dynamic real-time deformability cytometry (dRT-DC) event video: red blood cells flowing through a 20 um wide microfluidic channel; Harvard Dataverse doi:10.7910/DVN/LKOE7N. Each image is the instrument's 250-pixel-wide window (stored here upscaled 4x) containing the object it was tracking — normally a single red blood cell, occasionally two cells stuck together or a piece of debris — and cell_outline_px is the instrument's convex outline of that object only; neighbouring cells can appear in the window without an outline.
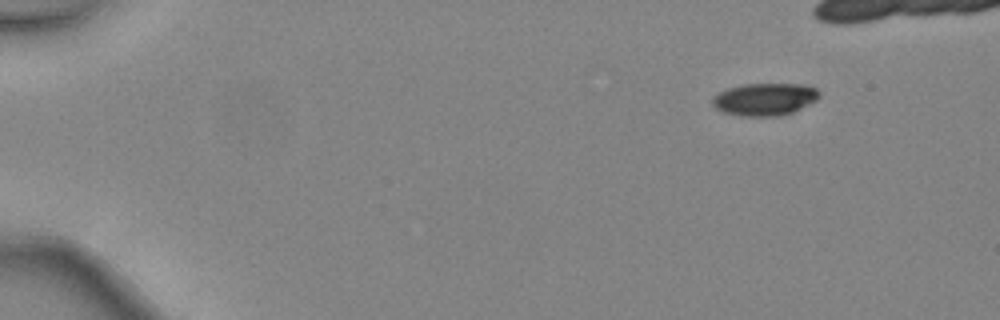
{"species": "common noctule bat (a hibernating species)", "species_latin": "Nyctalus noctula", "temperature_condition": "warm", "stored_images_in_passage": 4, "camera_frame_rate_fps": 3000, "um_per_image_px": 0.085, "animal": {"sex": "female", "body_mass_g": 24.6, "forearm_length_mm": 56.2}, "frame": {"image": 1, "passage_image": 1, "time_ms": 0.0, "image_size_px": [1000, 320], "cell_outline_px": [[820, 96], [816, 100], [784, 116], [740, 116], [724, 112], [716, 108], [712, 104], [712, 96], [728, 88], [744, 84], [800, 84], [816, 88], [820, 92]], "centroid_in_image_um": [64.99, 8.44], "position_along_channel_um": 20.0, "area_um2": 20.17}}